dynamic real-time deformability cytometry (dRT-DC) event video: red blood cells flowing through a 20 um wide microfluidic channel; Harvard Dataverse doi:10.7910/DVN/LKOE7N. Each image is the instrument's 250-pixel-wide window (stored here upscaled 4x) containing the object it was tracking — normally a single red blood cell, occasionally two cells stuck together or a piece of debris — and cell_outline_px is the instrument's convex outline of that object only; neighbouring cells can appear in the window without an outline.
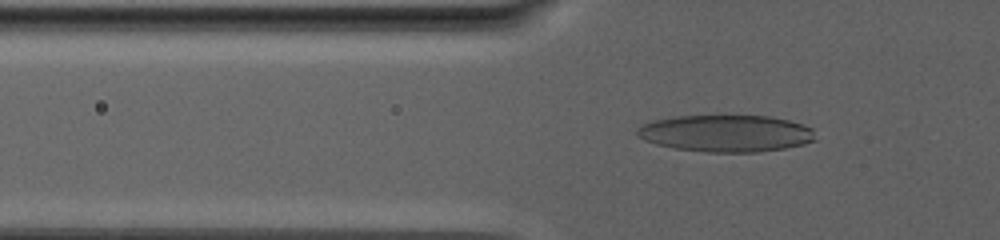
{"species": "human", "species_latin": "Homo sapiens", "temperature_condition": "warm", "stored_images_in_passage": 89, "camera_frame_rate_fps": 3000, "um_per_image_px": 0.085, "donor": {"sex": "male"}, "frame": {"image": 1, "passage_image": 34, "time_ms": 11.0, "image_size_px": [1000, 240], "cell_outline_px": [[816, 140], [804, 144], [784, 148], [760, 152], [704, 152], [672, 148], [656, 144], [644, 140], [636, 136], [636, 128], [652, 120], [676, 116], [768, 116], [788, 120], [812, 128]], "centroid_in_image_um": [61.67, 11.34], "position_along_channel_um": 64.1, "area_um2": 38.44}}
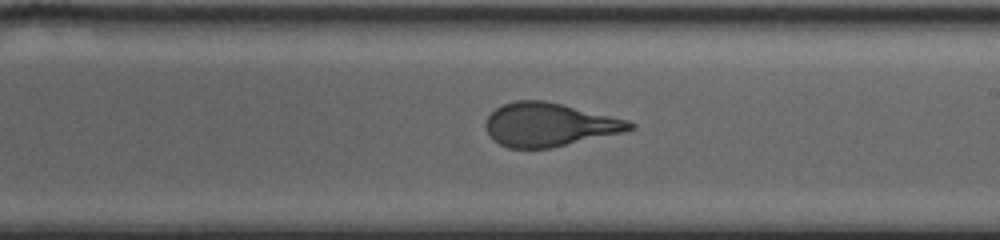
{"frame": {"image": 2, "passage_image": 57, "time_ms": 18.667, "image_size_px": [1000, 240], "cell_outline_px": [[636, 128], [624, 132], [552, 148], [508, 148], [492, 140], [484, 124], [488, 116], [496, 108], [504, 104], [516, 100], [544, 100], [628, 120], [636, 124]], "centroid_in_image_um": [46.68, 10.61], "position_along_channel_um": 242.3, "area_um2": 36.47}}
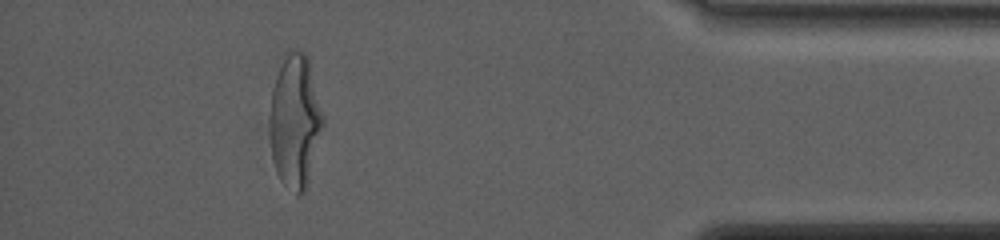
{"frame": {"image": 3, "passage_image": 82, "time_ms": 27.0, "image_size_px": [1000, 240], "cell_outline_px": [[324, 124], [308, 184], [304, 192], [300, 196], [296, 196], [280, 180], [276, 172], [272, 160], [272, 88], [276, 76], [288, 52], [304, 52], [308, 56], [324, 116]], "centroid_in_image_um": [25.13, 10.38], "position_along_channel_um": 410.1, "area_um2": 40.69}, "authors_computed_cell_mechanics": {"area_um2": 38.8994, "velocity_mm_per_s": 2.4599, "shape_relaxation_time_tau1_ms": 11.0771, "shape_relaxation_time_tau2_ms": null, "deformation_change_tau1": 0.2892, "deformation_change_tau2": null}}